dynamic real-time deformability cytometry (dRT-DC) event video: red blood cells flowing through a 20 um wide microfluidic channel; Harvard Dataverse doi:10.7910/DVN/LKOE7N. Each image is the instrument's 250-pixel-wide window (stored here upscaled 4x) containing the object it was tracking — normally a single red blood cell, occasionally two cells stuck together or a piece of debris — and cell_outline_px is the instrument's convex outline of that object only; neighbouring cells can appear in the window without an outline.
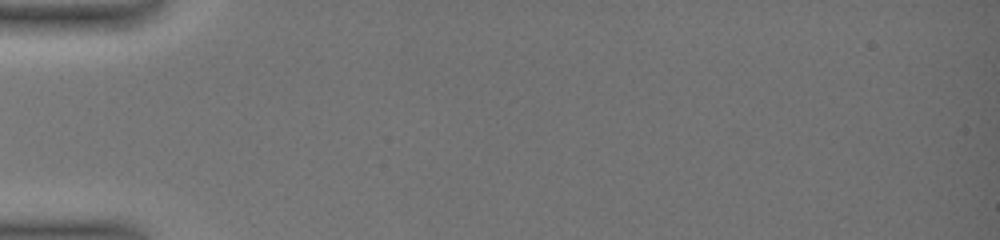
{"species": "common noctule bat (a hibernating species)", "species_latin": "Nyctalus noctula", "temperature_condition": "warm", "stored_images_in_passage": 1, "camera_frame_rate_fps": 3000, "um_per_image_px": 0.085, "animal": {"sex": "female", "body_mass_g": 19.0, "forearm_length_mm": 51.5}, "frame": {"image": 1, "passage_image": 1, "time_ms": 0.0, "image_size_px": [1000, 240], "cell_outline_px": [[712, 172], [708, 180], [656, 200], [648, 200], [640, 196], [640, 184], [660, 164], [692, 160]], "centroid_in_image_um": [57.19, 15.23], "position_along_channel_um": 27.8, "area_um2": 12.89}}